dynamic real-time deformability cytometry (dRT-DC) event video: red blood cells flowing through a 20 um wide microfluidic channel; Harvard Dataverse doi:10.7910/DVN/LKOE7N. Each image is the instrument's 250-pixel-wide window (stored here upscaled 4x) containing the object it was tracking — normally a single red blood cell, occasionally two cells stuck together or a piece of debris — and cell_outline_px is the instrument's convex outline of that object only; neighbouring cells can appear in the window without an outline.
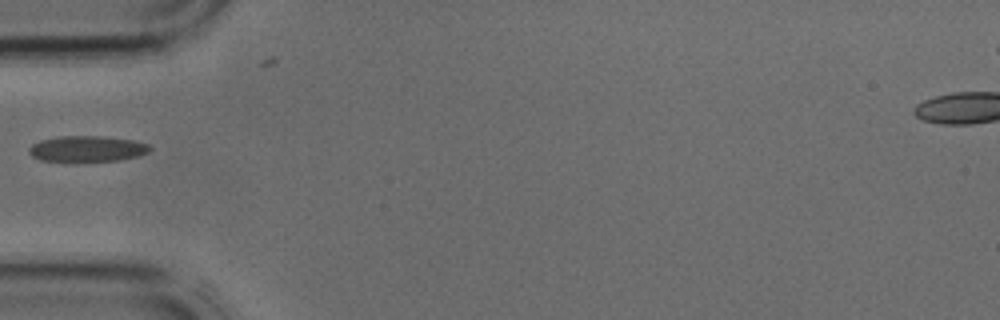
{"species": "common noctule bat (a hibernating species)", "species_latin": "Nyctalus noctula", "temperature_condition": "cold", "stored_images_in_passage": 4, "segment_of_instrument_passage": [2, 2], "camera_frame_rate_fps": 3000, "um_per_image_px": 0.085, "animal": {"sex": "male", "body_mass_g": 17.9, "forearm_length_mm": 54.2}, "frame": {"image": 1, "passage_image": 4, "time_ms": 1.0, "image_size_px": [1000, 320], "cell_outline_px": [[152, 148], [148, 152], [140, 156], [120, 160], [72, 164], [40, 160], [32, 156], [28, 152], [28, 148], [32, 144], [40, 140], [60, 136], [100, 136], [132, 140], [148, 144]], "centroid_in_image_um": [7.36, 12.69], "position_along_channel_um": 77.6, "area_um2": 19.07}}